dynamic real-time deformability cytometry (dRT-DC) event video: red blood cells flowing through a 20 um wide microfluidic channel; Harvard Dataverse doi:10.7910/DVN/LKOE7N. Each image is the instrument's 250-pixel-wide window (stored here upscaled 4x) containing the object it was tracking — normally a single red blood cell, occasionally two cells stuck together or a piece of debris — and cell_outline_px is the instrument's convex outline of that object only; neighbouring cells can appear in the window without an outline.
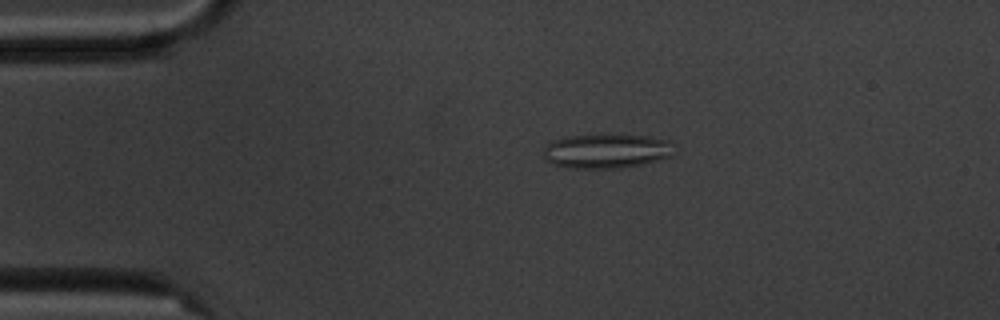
{"species": "common noctule bat (a hibernating species)", "species_latin": "Nyctalus noctula", "temperature_condition": "cold", "stored_images_in_passage": 4, "camera_frame_rate_fps": 3000, "um_per_image_px": 0.085, "animal": {"sex": "male", "body_mass_g": 20.1, "forearm_length_mm": 53.5}, "frame": {"image": 1, "passage_image": 3, "time_ms": 2.333, "image_size_px": [1000, 320], "cell_outline_px": [[676, 152], [672, 156], [640, 164], [620, 168], [568, 168], [552, 164], [544, 160], [544, 148], [548, 144], [564, 136], [644, 136], [668, 140]], "centroid_in_image_um": [51.53, 12.86], "position_along_channel_um": 33.5, "area_um2": 25.72}}